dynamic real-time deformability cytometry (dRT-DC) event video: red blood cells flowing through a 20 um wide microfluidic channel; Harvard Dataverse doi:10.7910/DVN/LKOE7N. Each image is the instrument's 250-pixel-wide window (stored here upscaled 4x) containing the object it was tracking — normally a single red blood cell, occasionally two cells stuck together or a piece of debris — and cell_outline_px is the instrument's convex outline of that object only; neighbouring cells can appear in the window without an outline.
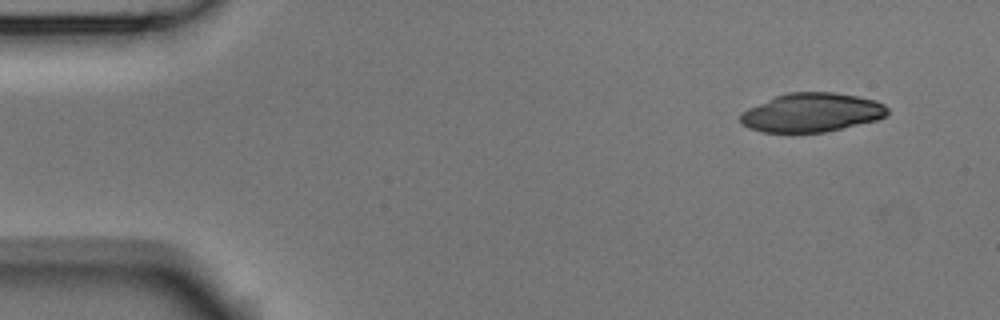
{"species": "Egyptian fruit bat (a non-hibernating species)", "species_latin": "Rousettus aegyptiacus", "temperature_condition": "room temperature", "stored_images_in_passage": 4, "camera_frame_rate_fps": 3000, "um_per_image_px": 0.085, "animal": {"sex": "male"}, "frame": {"image": 1, "passage_image": 1, "time_ms": 0.0, "image_size_px": [1000, 320], "cell_outline_px": [[888, 112], [884, 116], [876, 120], [824, 132], [764, 132], [748, 128], [740, 120], [740, 112], [748, 108], [776, 96], [788, 92], [832, 92], [856, 96], [876, 100], [884, 104], [888, 108]], "centroid_in_image_um": [68.98, 9.56], "position_along_channel_um": 16.0, "area_um2": 33.06}}